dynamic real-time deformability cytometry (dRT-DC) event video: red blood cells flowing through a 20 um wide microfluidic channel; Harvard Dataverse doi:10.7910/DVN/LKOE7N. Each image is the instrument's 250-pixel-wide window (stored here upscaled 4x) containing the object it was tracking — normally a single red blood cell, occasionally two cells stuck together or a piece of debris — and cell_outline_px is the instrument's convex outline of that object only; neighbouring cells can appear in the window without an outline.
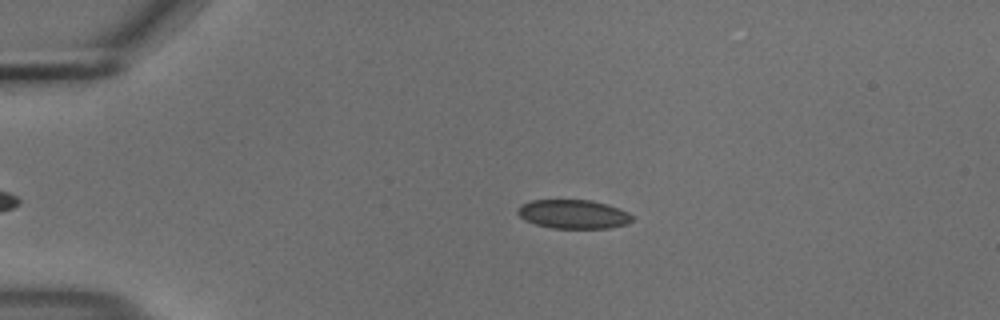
{"species": "common noctule bat (a hibernating species)", "species_latin": "Nyctalus noctula", "temperature_condition": "cold", "stored_images_in_passage": 41, "camera_frame_rate_fps": 3000, "um_per_image_px": 0.085, "animal": {"sex": "male", "body_mass_g": 18.8}, "frame": {"image": 1, "passage_image": 5, "time_ms": 1.333, "image_size_px": [1000, 320], "cell_outline_px": [[632, 220], [628, 224], [608, 228], [552, 228], [536, 224], [524, 220], [516, 212], [516, 208], [520, 204], [532, 200], [592, 200], [608, 204], [628, 212], [632, 216]], "centroid_in_image_um": [48.71, 18.2], "position_along_channel_um": 36.3, "area_um2": 19.42}}
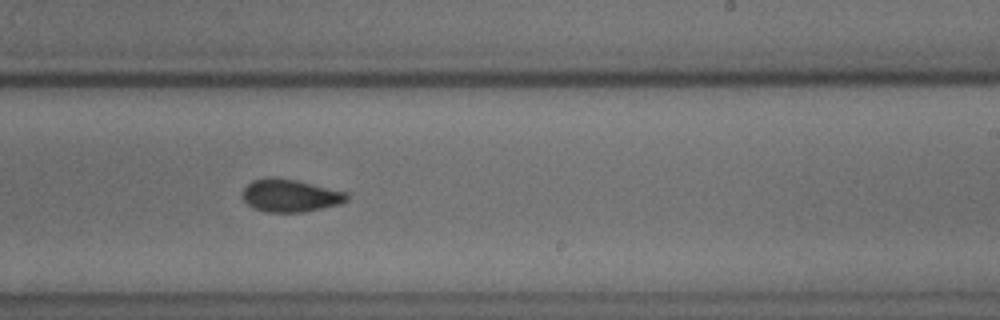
{"frame": {"image": 2, "passage_image": 27, "time_ms": 8.667, "image_size_px": [1000, 320], "cell_outline_px": [[348, 200], [340, 204], [304, 212], [264, 212], [252, 208], [244, 200], [244, 188], [252, 180], [268, 176], [276, 176], [296, 180], [344, 192], [348, 196]], "centroid_in_image_um": [24.63, 16.62], "position_along_channel_um": 264.4, "area_um2": 19.83}}
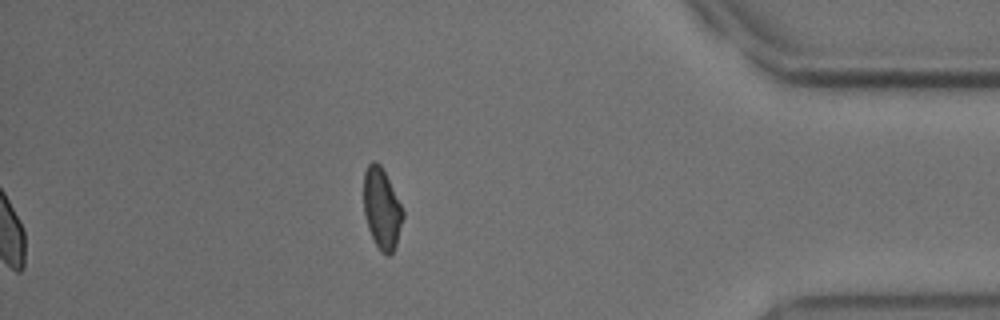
{"frame": {"image": 3, "passage_image": 41, "time_ms": 13.333, "image_size_px": [1000, 320], "cell_outline_px": [[404, 216], [396, 244], [392, 252], [388, 256], [380, 252], [368, 228], [364, 212], [364, 172], [368, 164], [372, 160], [376, 160], [380, 164], [404, 212]], "centroid_in_image_um": [32.44, 17.73], "position_along_channel_um": 402.8, "area_um2": 18.21}, "authors_computed_cell_mechanics": {"area_um2": 19.5364, "velocity_mm_per_s": 3.7025, "shape_relaxation_time_tau1_ms": 4.3591, "shape_relaxation_time_tau2_ms": 2.5871, "deformation_change_tau1": 0.0906, "deformation_change_tau2": 0.0752}}